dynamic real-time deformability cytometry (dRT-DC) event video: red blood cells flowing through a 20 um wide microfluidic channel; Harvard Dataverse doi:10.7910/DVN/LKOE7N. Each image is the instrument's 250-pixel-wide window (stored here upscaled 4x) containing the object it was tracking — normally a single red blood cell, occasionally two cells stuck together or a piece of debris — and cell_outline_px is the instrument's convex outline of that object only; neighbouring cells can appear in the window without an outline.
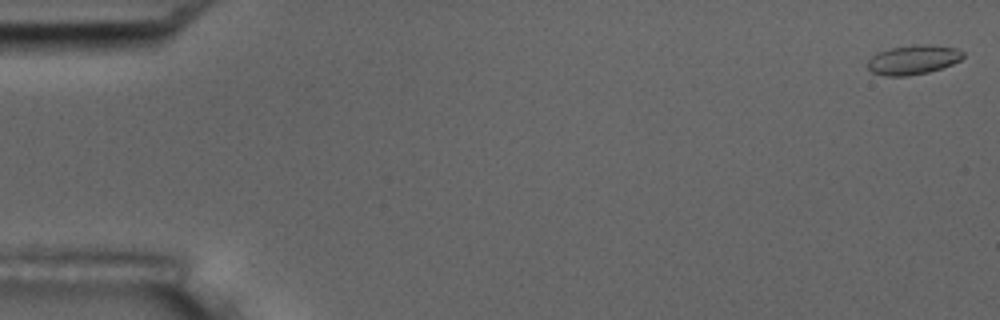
{"species": "common noctule bat (a hibernating species)", "species_latin": "Nyctalus noctula", "temperature_condition": "room temperature", "stored_images_in_passage": 5, "camera_frame_rate_fps": 3000, "um_per_image_px": 0.085, "animal": {"sex": "male", "body_mass_g": 17.5, "forearm_length_mm": 52.3}, "frame": {"image": 1, "passage_image": 1, "time_ms": 0.0, "image_size_px": [1000, 320], "cell_outline_px": [[964, 56], [960, 60], [952, 64], [928, 72], [908, 76], [884, 76], [872, 72], [868, 68], [868, 60], [876, 52], [892, 48], [912, 44], [928, 44], [956, 48], [964, 52]], "centroid_in_image_um": [77.61, 5.07], "position_along_channel_um": 7.4, "area_um2": 16.42}}